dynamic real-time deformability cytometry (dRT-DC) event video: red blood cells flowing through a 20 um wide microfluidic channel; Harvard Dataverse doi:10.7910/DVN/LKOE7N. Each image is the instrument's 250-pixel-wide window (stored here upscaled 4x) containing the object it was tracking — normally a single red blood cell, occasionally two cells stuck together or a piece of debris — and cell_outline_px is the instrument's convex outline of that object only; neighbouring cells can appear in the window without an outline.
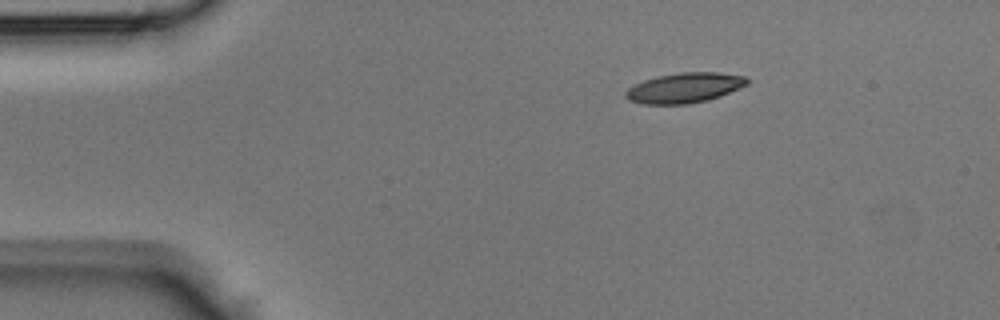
{"species": "Egyptian fruit bat (a non-hibernating species)", "species_latin": "Rousettus aegyptiacus", "temperature_condition": "room temperature", "stored_images_in_passage": 37, "camera_frame_rate_fps": 3000, "um_per_image_px": 0.085, "animal": {"sex": "male"}, "frame": {"image": 1, "passage_image": 1, "time_ms": 0.0, "image_size_px": [1000, 320], "cell_outline_px": [[748, 84], [720, 96], [708, 100], [688, 104], [644, 104], [628, 100], [624, 96], [624, 92], [628, 88], [644, 80], [656, 76], [680, 72], [716, 72], [744, 76], [748, 80]], "centroid_in_image_um": [58.15, 7.47], "position_along_channel_um": 26.8, "area_um2": 21.27}}
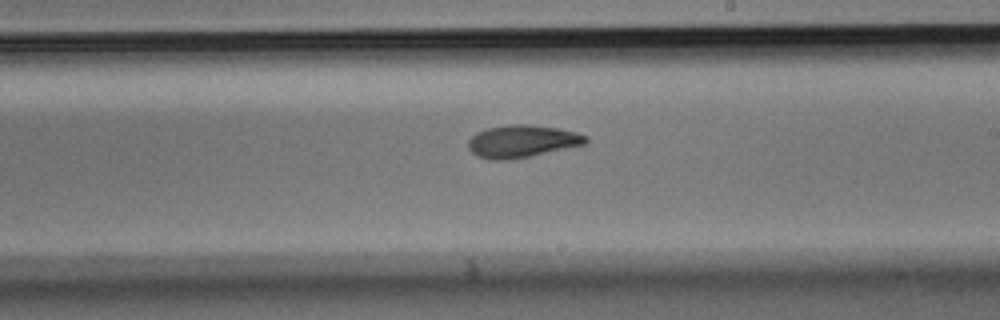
{"frame": {"image": 2, "passage_image": 19, "time_ms": 6.0, "image_size_px": [1000, 320], "cell_outline_px": [[588, 140], [584, 144], [528, 156], [508, 160], [496, 160], [476, 156], [468, 148], [468, 140], [476, 132], [488, 128], [512, 124], [532, 124], [560, 128], [576, 132], [588, 136]], "centroid_in_image_um": [44.36, 11.99], "position_along_channel_um": 244.6, "area_um2": 22.08}}
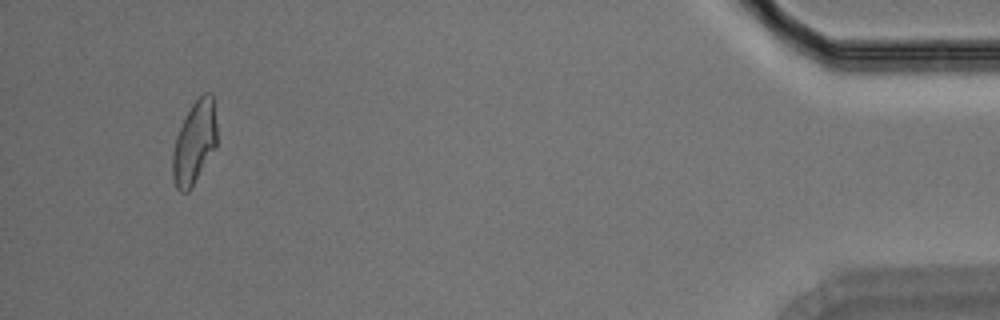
{"frame": {"image": 3, "passage_image": 35, "time_ms": 11.333, "image_size_px": [1000, 320], "cell_outline_px": [[216, 144], [192, 188], [188, 192], [180, 192], [176, 188], [172, 176], [172, 152], [176, 136], [192, 104], [204, 92], [212, 92], [216, 124]], "centroid_in_image_um": [16.5, 12.14], "position_along_channel_um": 418.7, "area_um2": 21.15}}